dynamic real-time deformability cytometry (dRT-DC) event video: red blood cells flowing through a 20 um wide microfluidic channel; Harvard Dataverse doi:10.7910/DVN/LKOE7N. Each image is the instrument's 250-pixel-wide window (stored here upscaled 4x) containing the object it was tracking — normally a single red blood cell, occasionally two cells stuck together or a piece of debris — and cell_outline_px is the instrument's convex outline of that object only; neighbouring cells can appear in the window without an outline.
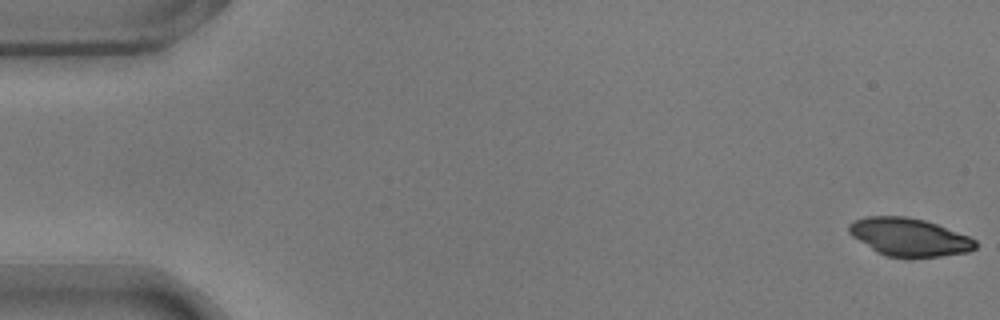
{"species": "common noctule bat (a hibernating species)", "species_latin": "Nyctalus noctula", "temperature_condition": "warm", "stored_images_in_passage": 54, "camera_frame_rate_fps": 3000, "um_per_image_px": 0.085, "animal": {"sex": "male", "body_mass_g": 17.9}, "frame": {"image": 1, "passage_image": 1, "time_ms": 0.0, "image_size_px": [1000, 320], "cell_outline_px": [[976, 248], [968, 252], [940, 256], [888, 256], [876, 252], [852, 236], [848, 232], [848, 224], [852, 220], [868, 216], [904, 216], [924, 220], [936, 224], [968, 236], [976, 240]], "centroid_in_image_um": [77.24, 20.13], "position_along_channel_um": 7.8, "area_um2": 27.63}}